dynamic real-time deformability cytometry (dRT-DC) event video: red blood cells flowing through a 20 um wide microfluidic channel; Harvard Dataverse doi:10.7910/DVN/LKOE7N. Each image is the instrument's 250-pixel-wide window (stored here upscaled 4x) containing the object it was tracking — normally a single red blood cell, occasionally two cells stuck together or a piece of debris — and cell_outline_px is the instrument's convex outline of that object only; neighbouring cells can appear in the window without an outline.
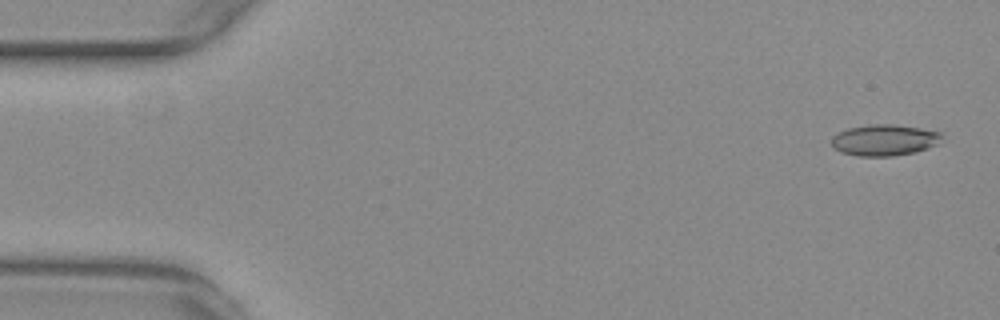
{"species": "common noctule bat (a hibernating species)", "species_latin": "Nyctalus noctula", "temperature_condition": "warm", "stored_images_in_passage": 14, "camera_frame_rate_fps": 3000, "um_per_image_px": 0.085, "animal": {"sex": "female", "body_mass_g": 29.2, "forearm_length_mm": 56.3}, "frame": {"image": 1, "passage_image": 2, "time_ms": 0.333, "image_size_px": [1000, 320], "cell_outline_px": [[940, 136], [936, 144], [912, 152], [892, 156], [860, 156], [840, 152], [832, 148], [832, 136], [836, 132], [848, 128], [868, 124], [892, 124], [920, 128], [940, 132]], "centroid_in_image_um": [75.06, 11.89], "position_along_channel_um": 9.9, "area_um2": 19.83}}